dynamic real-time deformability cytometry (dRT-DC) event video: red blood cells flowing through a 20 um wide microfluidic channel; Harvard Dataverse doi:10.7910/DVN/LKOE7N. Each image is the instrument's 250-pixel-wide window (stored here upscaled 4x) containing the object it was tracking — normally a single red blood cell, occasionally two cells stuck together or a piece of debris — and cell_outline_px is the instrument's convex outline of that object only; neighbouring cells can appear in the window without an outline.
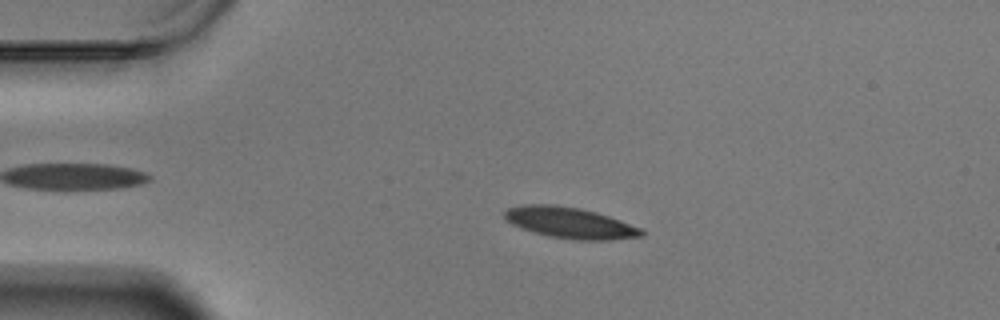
{"species": "Egyptian fruit bat (a non-hibernating species)", "species_latin": "Rousettus aegyptiacus", "temperature_condition": "warm", "stored_images_in_passage": 58, "camera_frame_rate_fps": 3000, "um_per_image_px": 0.085, "animal": {"sex": "male"}, "frame": {"image": 1, "passage_image": 12, "time_ms": 3.667, "image_size_px": [1000, 320], "cell_outline_px": [[644, 236], [608, 240], [572, 240], [548, 236], [520, 228], [512, 224], [504, 216], [504, 212], [508, 208], [524, 204], [552, 204], [580, 208], [596, 212], [620, 220], [640, 228], [644, 232]], "centroid_in_image_um": [48.44, 18.94], "position_along_channel_um": 36.6, "area_um2": 24.74}}
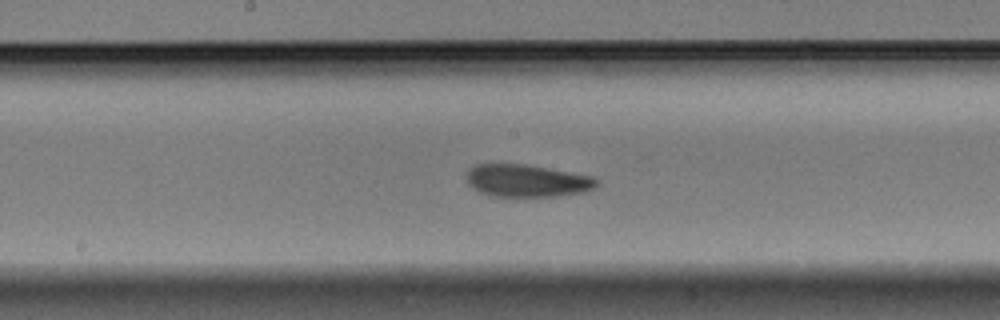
{"frame": {"image": 2, "passage_image": 30, "time_ms": 9.667, "image_size_px": [1000, 320], "cell_outline_px": [[600, 184], [584, 192], [556, 196], [492, 196], [480, 192], [472, 188], [468, 184], [468, 168], [476, 164], [528, 164], [592, 176], [600, 180]], "centroid_in_image_um": [44.81, 15.35], "position_along_channel_um": 203.4, "area_um2": 24.68}}
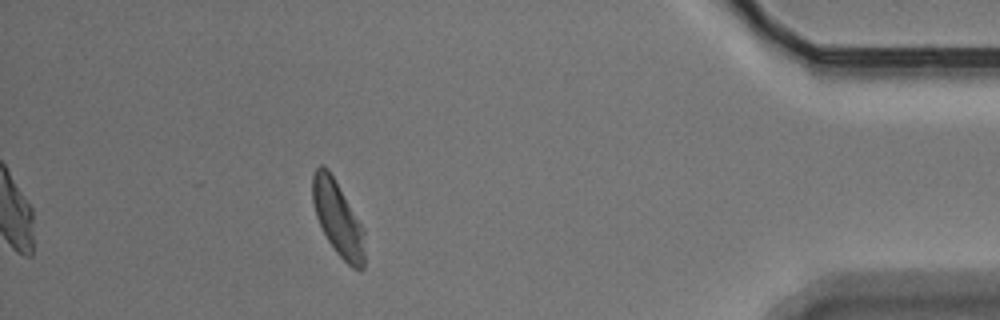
{"frame": {"image": 3, "passage_image": 52, "time_ms": 17.0, "image_size_px": [1000, 320], "cell_outline_px": [[364, 268], [360, 272], [352, 268], [336, 252], [328, 240], [316, 216], [312, 200], [312, 176], [316, 168], [320, 164], [324, 164], [328, 168], [364, 228]], "centroid_in_image_um": [28.72, 18.57], "position_along_channel_um": 406.5, "area_um2": 22.66}, "authors_computed_cell_mechanics": {"area_um2": 24.3627, "velocity_mm_per_s": 3.4065, "shape_relaxation_time_tau1_ms": 3.4739, "shape_relaxation_time_tau2_ms": 5.5581, "deformation_change_tau1": 0.1247, "deformation_change_tau2": 0.1176}}